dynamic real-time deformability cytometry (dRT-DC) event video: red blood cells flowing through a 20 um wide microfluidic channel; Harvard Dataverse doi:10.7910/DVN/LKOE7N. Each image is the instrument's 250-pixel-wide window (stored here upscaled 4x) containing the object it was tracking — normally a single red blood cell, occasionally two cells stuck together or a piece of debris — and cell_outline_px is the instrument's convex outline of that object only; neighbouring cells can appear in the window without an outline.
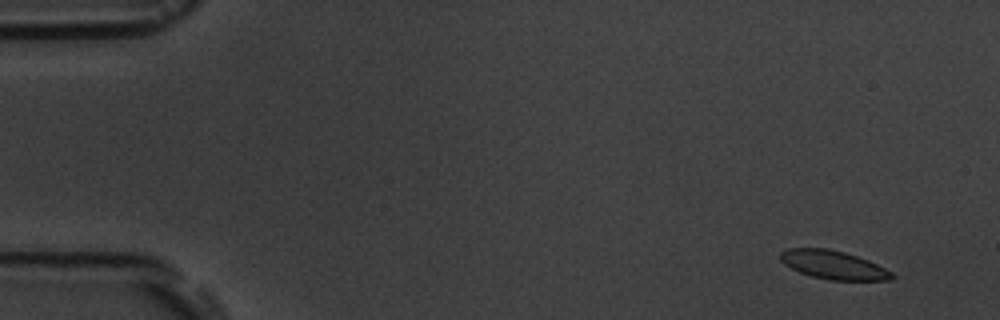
{"species": "common noctule bat (a hibernating species)", "species_latin": "Nyctalus noctula", "temperature_condition": "room temperature", "stored_images_in_passage": 6, "camera_frame_rate_fps": 3000, "um_per_image_px": 0.085, "animal": {"sex": "male", "body_mass_g": 19.5, "forearm_length_mm": 54.6}, "frame": {"image": 1, "passage_image": 1, "time_ms": 0.0, "image_size_px": [1000, 320], "cell_outline_px": [[896, 276], [892, 280], [828, 280], [812, 276], [800, 272], [784, 264], [780, 260], [780, 252], [788, 248], [828, 248], [844, 252], [868, 260], [892, 272]], "centroid_in_image_um": [70.83, 22.51], "position_along_channel_um": 14.2, "area_um2": 18.5}}
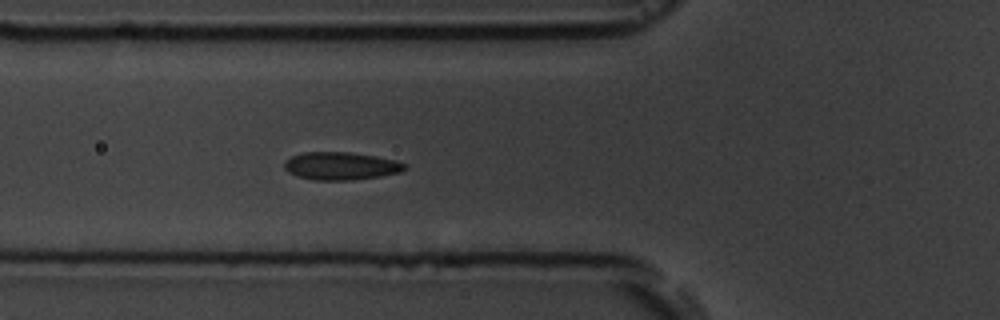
{"frame": {"image": 2, "passage_image": 6, "time_ms": 5.667, "image_size_px": [1000, 320], "cell_outline_px": [[408, 168], [400, 172], [380, 176], [352, 180], [312, 180], [296, 176], [288, 172], [284, 168], [284, 164], [292, 156], [304, 152], [348, 152], [376, 156], [396, 160], [408, 164]], "centroid_in_image_um": [29.01, 14.11], "position_along_channel_um": 96.8, "area_um2": 19.59}}